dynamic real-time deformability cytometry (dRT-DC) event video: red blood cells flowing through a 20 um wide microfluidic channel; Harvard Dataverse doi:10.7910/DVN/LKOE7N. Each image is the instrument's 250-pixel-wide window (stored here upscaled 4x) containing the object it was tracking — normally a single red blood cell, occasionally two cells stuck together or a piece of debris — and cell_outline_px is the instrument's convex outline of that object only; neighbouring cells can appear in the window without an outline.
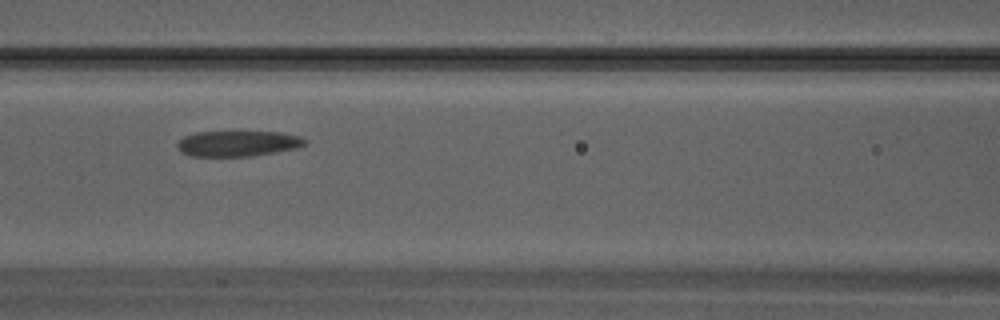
{"species": "Egyptian fruit bat (a non-hibernating species)", "species_latin": "Rousettus aegyptiacus", "temperature_condition": "warm", "stored_images_in_passage": 22, "camera_frame_rate_fps": 3000, "um_per_image_px": 0.085, "animal": {"sex": "male"}, "frame": {"image": 1, "passage_image": 5, "time_ms": 1.333, "image_size_px": [1000, 320], "cell_outline_px": [[308, 140], [304, 144], [296, 148], [252, 156], [192, 156], [180, 152], [176, 144], [184, 136], [196, 132], [280, 132], [300, 136]], "centroid_in_image_um": [20.2, 12.2], "position_along_channel_um": 146.4, "area_um2": 18.96}}
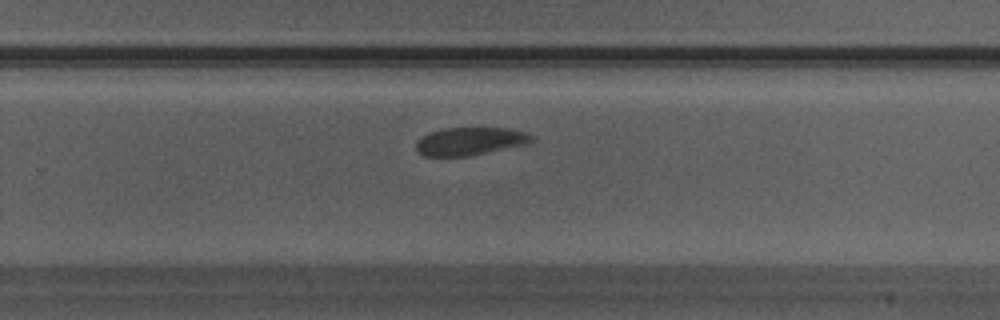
{"frame": {"image": 2, "passage_image": 12, "time_ms": 3.667, "image_size_px": [1000, 320], "cell_outline_px": [[532, 140], [528, 144], [468, 156], [424, 156], [416, 152], [416, 140], [428, 132], [444, 128], [508, 128], [528, 132], [532, 136]], "centroid_in_image_um": [39.92, 12.0], "position_along_channel_um": 289.9, "area_um2": 18.96}}
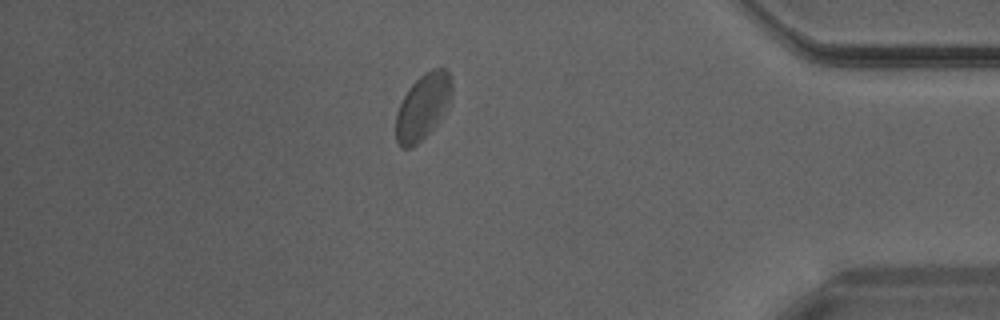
{"frame": {"image": 3, "passage_image": 19, "time_ms": 6.0, "image_size_px": [1000, 320], "cell_outline_px": [[452, 96], [436, 124], [412, 148], [400, 148], [396, 140], [396, 112], [408, 88], [424, 72], [432, 68], [444, 68], [452, 76]], "centroid_in_image_um": [35.93, 9.04], "position_along_channel_um": 399.3, "area_um2": 21.27}}